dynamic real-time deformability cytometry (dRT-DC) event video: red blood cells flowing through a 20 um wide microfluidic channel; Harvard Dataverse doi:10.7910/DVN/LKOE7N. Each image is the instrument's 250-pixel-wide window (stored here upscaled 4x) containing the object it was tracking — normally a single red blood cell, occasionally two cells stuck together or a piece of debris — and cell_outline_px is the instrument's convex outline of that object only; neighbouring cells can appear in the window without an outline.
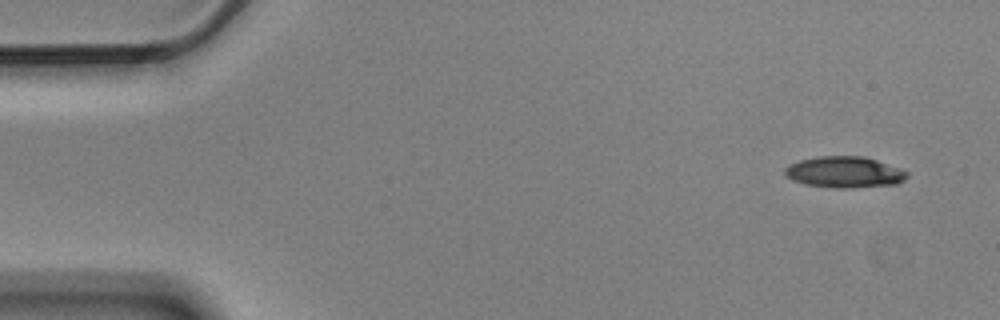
{"species": "Egyptian fruit bat (a non-hibernating species)", "species_latin": "Rousettus aegyptiacus", "temperature_condition": "cold", "stored_images_in_passage": 2, "camera_frame_rate_fps": 3000, "um_per_image_px": 0.085, "animal": {"sex": "male"}, "frame": {"image": 1, "passage_image": 1, "time_ms": 0.0, "image_size_px": [1000, 320], "cell_outline_px": [[908, 176], [904, 180], [896, 184], [844, 188], [836, 188], [804, 184], [792, 180], [784, 172], [784, 168], [788, 164], [800, 160], [816, 156], [864, 156], [876, 160], [908, 172]], "centroid_in_image_um": [71.74, 14.62], "position_along_channel_um": 13.3, "area_um2": 22.08}}